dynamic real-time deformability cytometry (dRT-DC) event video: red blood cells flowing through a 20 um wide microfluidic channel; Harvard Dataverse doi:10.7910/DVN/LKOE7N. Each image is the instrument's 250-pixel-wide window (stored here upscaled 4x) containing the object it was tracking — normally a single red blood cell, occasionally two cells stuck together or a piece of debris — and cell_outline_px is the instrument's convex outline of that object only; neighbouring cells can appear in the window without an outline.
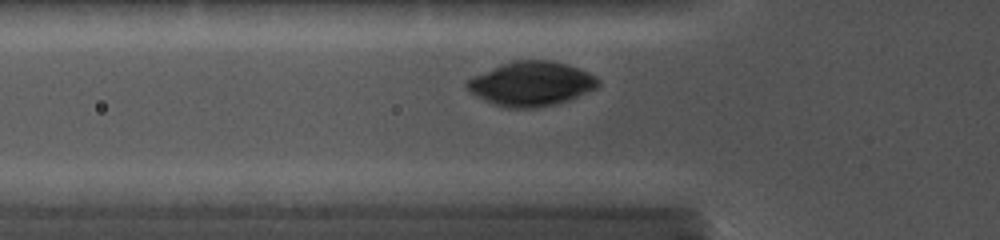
{"species": "common noctule bat (a hibernating species)", "species_latin": "Nyctalus noctula", "temperature_condition": "cold", "stored_images_in_passage": 36, "camera_frame_rate_fps": 5000, "um_per_image_px": 0.085, "animal": {"sex": "female", "body_mass_g": 19.0, "forearm_length_mm": 56.7}, "frame": {"image": 1, "passage_image": 4, "time_ms": 1.8, "image_size_px": [1000, 240], "cell_outline_px": [[600, 84], [596, 88], [568, 100], [536, 108], [508, 108], [492, 104], [476, 96], [464, 84], [468, 80], [500, 64], [512, 60], [552, 60], [568, 64], [588, 72], [596, 76], [600, 80]], "centroid_in_image_um": [45.18, 7.11], "position_along_channel_um": 80.6, "area_um2": 33.76}}
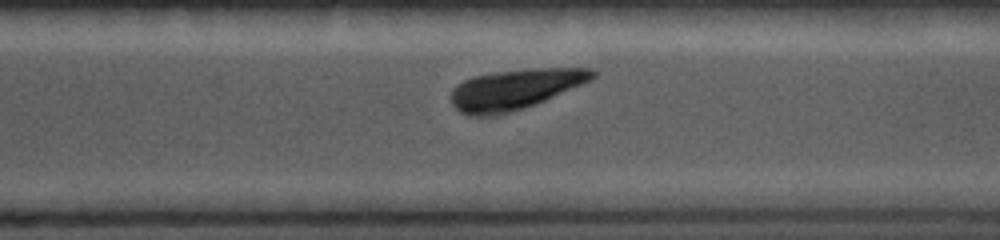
{"frame": {"image": 2, "passage_image": 24, "time_ms": 8.0, "image_size_px": [1000, 240], "cell_outline_px": [[596, 76], [592, 80], [536, 104], [524, 108], [496, 116], [468, 116], [460, 112], [452, 104], [452, 88], [464, 80], [472, 76], [496, 72], [528, 68], [592, 68], [596, 72]], "centroid_in_image_um": [43.78, 7.59], "position_along_channel_um": 326.8, "area_um2": 33.35}}
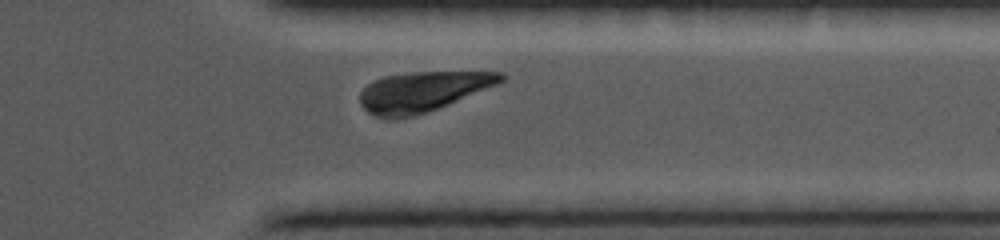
{"frame": {"image": 3, "passage_image": 29, "time_ms": 9.2, "image_size_px": [1000, 240], "cell_outline_px": [[508, 76], [504, 80], [496, 84], [448, 104], [412, 116], [396, 120], [384, 120], [368, 112], [360, 104], [360, 92], [368, 84], [384, 76], [416, 72], [504, 72]], "centroid_in_image_um": [35.88, 7.8], "position_along_channel_um": 375.5, "area_um2": 32.54}}